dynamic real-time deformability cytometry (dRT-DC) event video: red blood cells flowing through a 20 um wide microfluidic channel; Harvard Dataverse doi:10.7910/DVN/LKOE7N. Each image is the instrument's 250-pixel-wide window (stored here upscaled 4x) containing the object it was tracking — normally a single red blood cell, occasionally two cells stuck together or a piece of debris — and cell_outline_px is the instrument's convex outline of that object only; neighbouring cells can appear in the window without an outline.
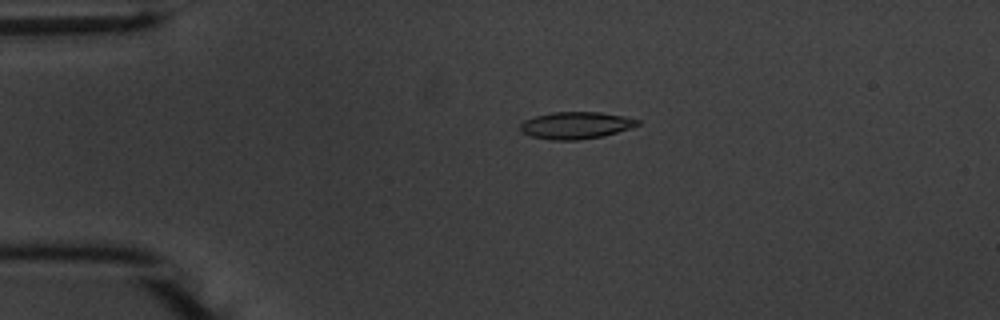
{"species": "common noctule bat (a hibernating species)", "species_latin": "Nyctalus noctula", "temperature_condition": "warm", "stored_images_in_passage": 45, "camera_frame_rate_fps": 3000, "um_per_image_px": 0.085, "animal": {"sex": "male", "body_mass_g": 20.1, "forearm_length_mm": 53.5}, "frame": {"image": 1, "passage_image": 3, "time_ms": 0.667, "image_size_px": [1000, 320], "cell_outline_px": [[640, 124], [604, 136], [576, 140], [552, 140], [532, 136], [520, 132], [520, 124], [524, 120], [536, 116], [552, 112], [600, 112], [640, 120]], "centroid_in_image_um": [48.9, 10.65], "position_along_channel_um": 36.1, "area_um2": 18.26}}
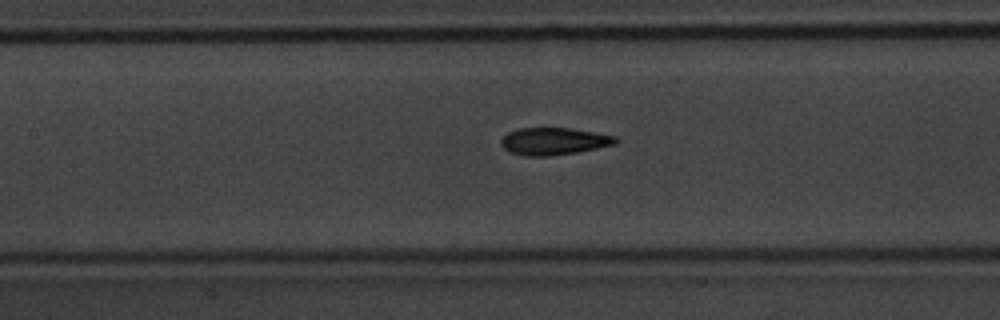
{"frame": {"image": 2, "passage_image": 16, "time_ms": 5.0, "image_size_px": [1000, 320], "cell_outline_px": [[620, 140], [616, 144], [576, 152], [548, 156], [524, 156], [512, 152], [504, 148], [500, 144], [500, 140], [508, 132], [516, 128], [572, 128], [616, 136]], "centroid_in_image_um": [47.08, 12.0], "position_along_channel_um": 160.3, "area_um2": 18.21}}
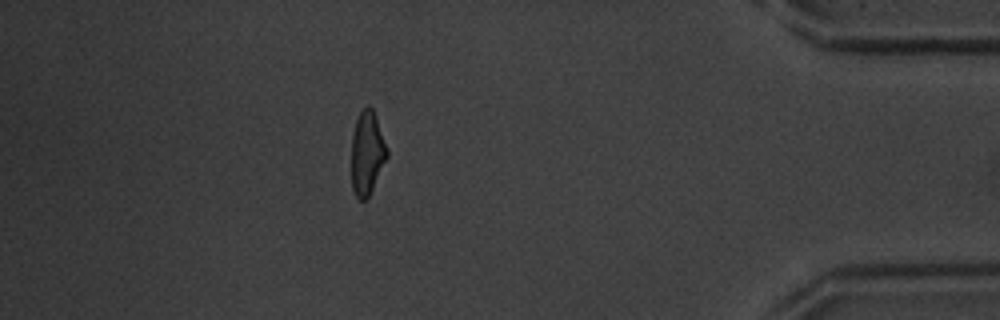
{"frame": {"image": 3, "passage_image": 39, "time_ms": 12.667, "image_size_px": [1000, 320], "cell_outline_px": [[388, 156], [368, 200], [360, 200], [356, 196], [352, 188], [352, 132], [356, 120], [360, 112], [368, 104], [372, 108], [376, 116], [388, 148]], "centroid_in_image_um": [31.22, 13.02], "position_along_channel_um": 404.0, "area_um2": 17.57}, "authors_computed_cell_mechanics": {"area_um2": 18.2648, "velocity_mm_per_s": 3.7375, "shape_relaxation_time_tau1_ms": 3.9695, "shape_relaxation_time_tau2_ms": 1.3474, "deformation_change_tau1": 0.1689, "deformation_change_tau2": 0.093}}